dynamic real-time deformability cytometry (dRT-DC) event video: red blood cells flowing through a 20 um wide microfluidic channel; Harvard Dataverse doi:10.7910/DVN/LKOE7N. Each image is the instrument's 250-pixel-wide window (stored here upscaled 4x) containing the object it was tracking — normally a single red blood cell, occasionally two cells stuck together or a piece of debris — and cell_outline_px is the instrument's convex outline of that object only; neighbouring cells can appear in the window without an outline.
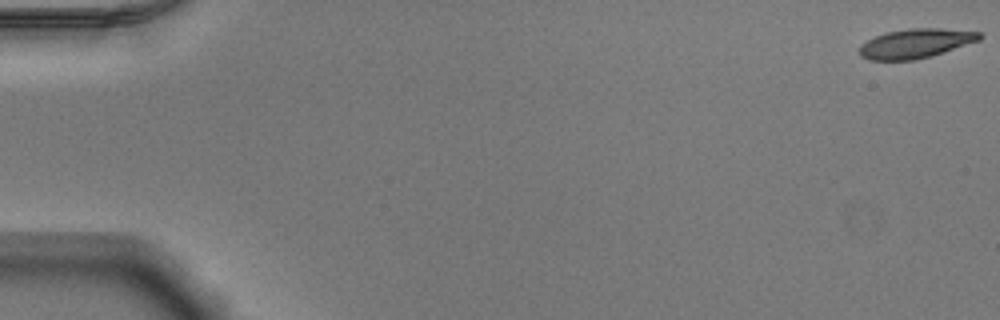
{"species": "Egyptian fruit bat (a non-hibernating species)", "species_latin": "Rousettus aegyptiacus", "temperature_condition": "warm", "stored_images_in_passage": 53, "camera_frame_rate_fps": 3000, "um_per_image_px": 0.085, "animal": {"sex": "male"}, "frame": {"image": 1, "passage_image": 1, "time_ms": 0.0, "image_size_px": [1000, 320], "cell_outline_px": [[984, 36], [980, 40], [932, 56], [916, 60], [868, 60], [860, 56], [860, 44], [876, 36], [888, 32], [908, 28], [940, 28], [980, 32]], "centroid_in_image_um": [77.84, 3.69], "position_along_channel_um": 7.2, "area_um2": 20.58}}
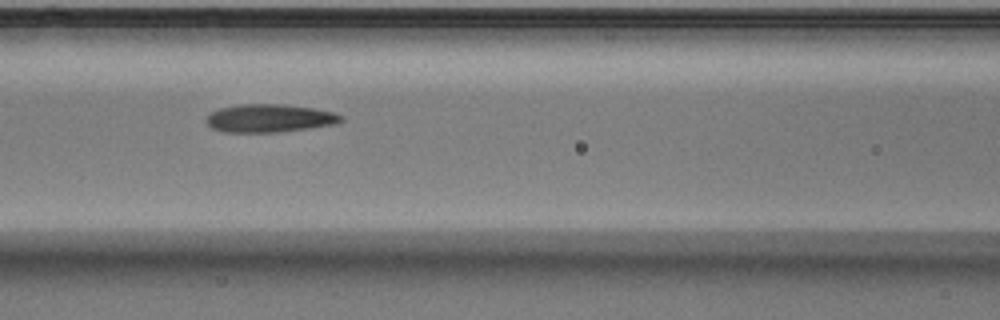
{"frame": {"image": 2, "passage_image": 24, "time_ms": 7.667, "image_size_px": [1000, 320], "cell_outline_px": [[344, 120], [336, 124], [280, 132], [220, 132], [212, 128], [208, 124], [208, 116], [212, 112], [220, 108], [240, 104], [280, 104], [312, 108], [332, 112], [340, 116]], "centroid_in_image_um": [22.89, 10.06], "position_along_channel_um": 143.7, "area_um2": 21.79}}
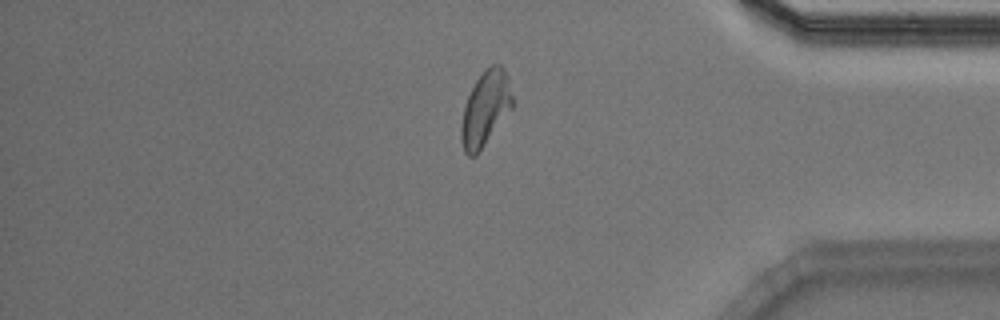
{"frame": {"image": 3, "passage_image": 45, "time_ms": 14.667, "image_size_px": [1000, 320], "cell_outline_px": [[512, 108], [476, 156], [468, 156], [464, 152], [460, 140], [460, 128], [464, 104], [476, 80], [484, 68], [492, 64], [500, 64], [504, 72], [512, 96]], "centroid_in_image_um": [41.21, 9.26], "position_along_channel_um": 394.0, "area_um2": 22.08}, "authors_computed_cell_mechanics": {"area_um2": 21.5594, "velocity_mm_per_s": 3.8961, "shape_relaxation_time_tau1_ms": 5.0432, "shape_relaxation_time_tau2_ms": 1.831, "deformation_change_tau1": 0.1951, "deformation_change_tau2": 0.0947}}